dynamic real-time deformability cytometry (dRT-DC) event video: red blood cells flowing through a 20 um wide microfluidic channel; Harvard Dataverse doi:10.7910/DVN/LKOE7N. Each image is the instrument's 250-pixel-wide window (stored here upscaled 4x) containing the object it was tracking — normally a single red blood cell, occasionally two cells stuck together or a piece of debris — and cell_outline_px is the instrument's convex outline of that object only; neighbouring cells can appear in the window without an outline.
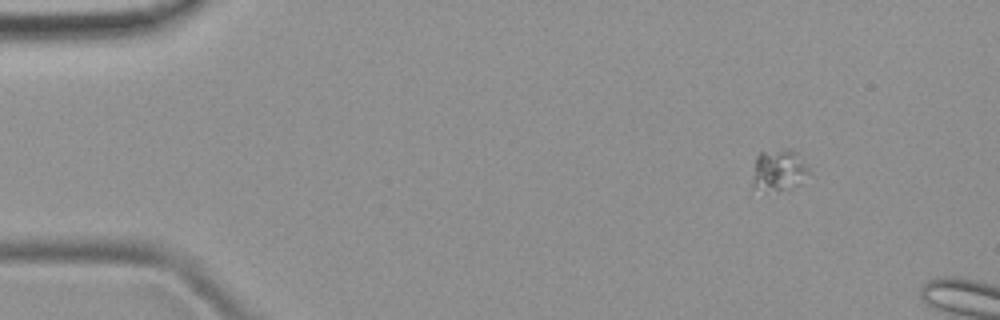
{"species": "common noctule bat (a hibernating species)", "species_latin": "Nyctalus noctula", "temperature_condition": "room temperature", "stored_images_in_passage": 9, "camera_frame_rate_fps": 3000, "um_per_image_px": 0.085, "animal": {"sex": "female", "body_mass_g": 19.9}, "frame": {"image": 1, "passage_image": 6, "time_ms": 1.667, "image_size_px": [1000, 320], "cell_outline_px": [[808, 172], [800, 184], [776, 192], [764, 192], [752, 188], [756, 156], [760, 152], [784, 148], [788, 148], [796, 152], [808, 168]], "centroid_in_image_um": [66.15, 14.48], "position_along_channel_um": 18.8, "area_um2": 13.76}}